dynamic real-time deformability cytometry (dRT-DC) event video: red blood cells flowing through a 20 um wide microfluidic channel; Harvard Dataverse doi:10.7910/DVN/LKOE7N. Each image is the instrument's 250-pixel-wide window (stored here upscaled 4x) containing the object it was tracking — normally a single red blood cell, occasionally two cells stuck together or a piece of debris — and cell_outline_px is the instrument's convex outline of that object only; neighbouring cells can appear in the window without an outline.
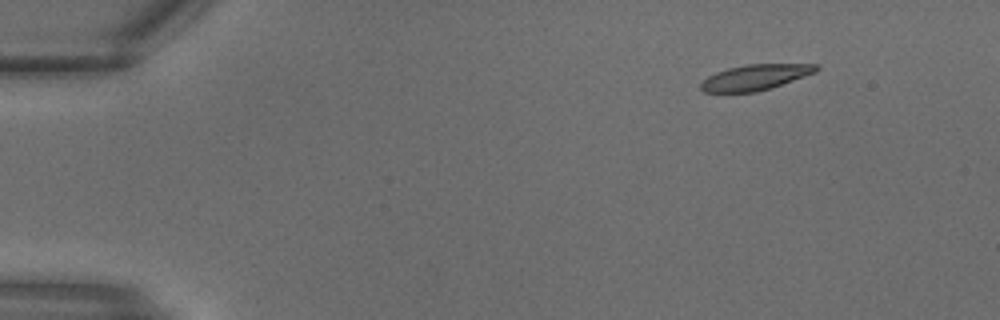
{"species": "common noctule bat (a hibernating species)", "species_latin": "Nyctalus noctula", "temperature_condition": "warm", "stored_images_in_passage": 16, "camera_frame_rate_fps": 3000, "um_per_image_px": 0.085, "animal": {"sex": "male", "body_mass_g": 18.8}, "frame": {"image": 1, "passage_image": 1, "time_ms": 0.0, "image_size_px": [1000, 320], "cell_outline_px": [[820, 68], [816, 72], [772, 88], [756, 92], [704, 92], [700, 88], [700, 84], [708, 76], [716, 72], [728, 68], [748, 64], [816, 64]], "centroid_in_image_um": [64.21, 6.57], "position_along_channel_um": 20.8, "area_um2": 17.17}}
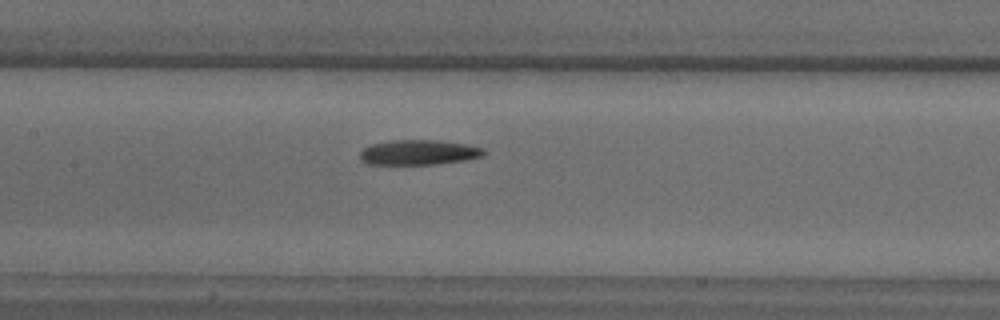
{"frame": {"image": 2, "passage_image": 12, "time_ms": 3.667, "image_size_px": [1000, 320], "cell_outline_px": [[484, 156], [464, 160], [436, 164], [368, 164], [360, 160], [360, 152], [364, 148], [372, 144], [388, 140], [440, 140], [464, 144], [484, 148]], "centroid_in_image_um": [35.57, 12.95], "position_along_channel_um": 171.8, "area_um2": 18.03}}
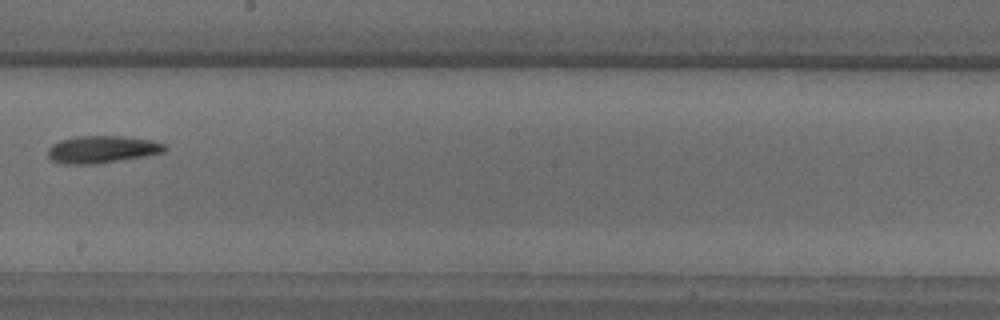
{"frame": {"image": 3, "passage_image": 15, "time_ms": 4.667, "image_size_px": [1000, 320], "cell_outline_px": [[168, 148], [164, 152], [144, 156], [96, 164], [60, 164], [52, 160], [48, 156], [48, 148], [52, 144], [60, 140], [76, 136], [124, 136], [152, 140], [164, 144]], "centroid_in_image_um": [8.66, 12.69], "position_along_channel_um": 239.5, "area_um2": 18.67}}